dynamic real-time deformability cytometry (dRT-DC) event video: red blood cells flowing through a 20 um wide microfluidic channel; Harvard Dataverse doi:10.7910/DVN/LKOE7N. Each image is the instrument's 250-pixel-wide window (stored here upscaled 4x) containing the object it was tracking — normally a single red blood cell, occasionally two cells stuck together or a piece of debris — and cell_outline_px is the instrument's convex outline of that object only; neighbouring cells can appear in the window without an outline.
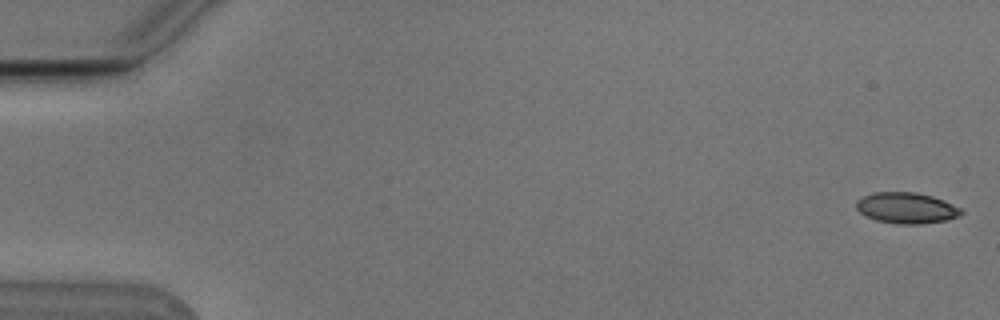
{"species": "Egyptian fruit bat (a non-hibernating species)", "species_latin": "Rousettus aegyptiacus", "temperature_condition": "cold", "stored_images_in_passage": 11, "camera_frame_rate_fps": 3000, "um_per_image_px": 0.085, "animal": {"sex": "male"}, "frame": {"image": 1, "passage_image": 1, "time_ms": 0.0, "image_size_px": [1000, 320], "cell_outline_px": [[964, 212], [960, 216], [948, 220], [920, 224], [896, 224], [876, 220], [864, 216], [856, 208], [856, 200], [864, 196], [876, 192], [916, 192], [932, 196], [944, 200], [960, 208]], "centroid_in_image_um": [77.05, 17.68], "position_along_channel_um": 7.9, "area_um2": 19.07}}
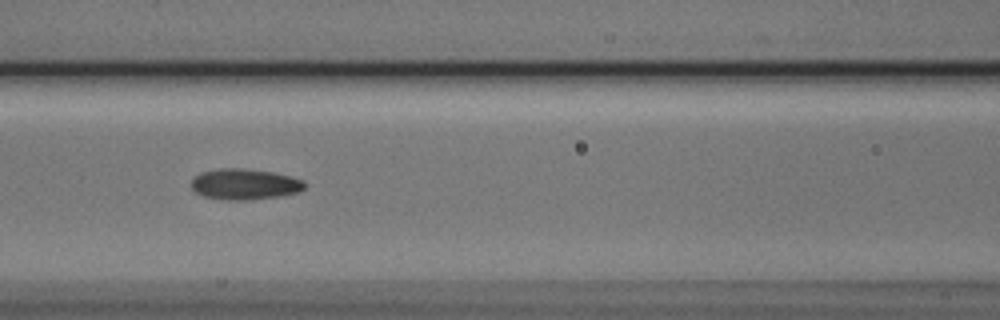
{"frame": {"image": 2, "passage_image": 7, "time_ms": 2.0, "image_size_px": [1000, 320], "cell_outline_px": [[308, 184], [304, 188], [296, 192], [280, 196], [248, 200], [228, 200], [204, 196], [196, 192], [192, 188], [192, 176], [200, 172], [220, 168], [244, 168], [272, 172], [304, 180]], "centroid_in_image_um": [20.78, 15.65], "position_along_channel_um": 145.8, "area_um2": 20.4}}
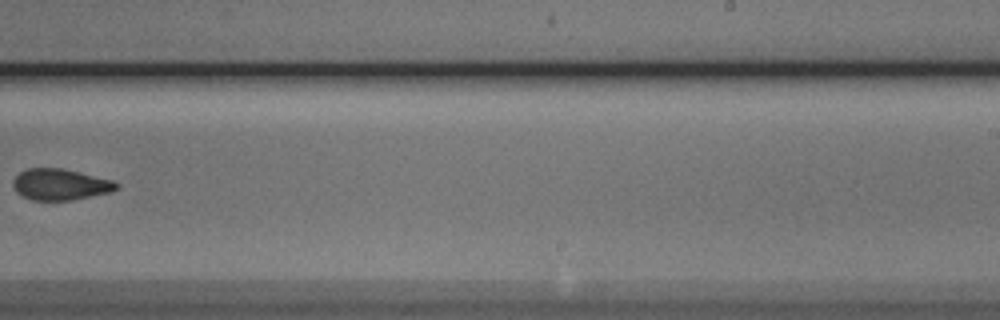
{"frame": {"image": 3, "passage_image": 10, "time_ms": 3.0, "image_size_px": [1000, 320], "cell_outline_px": [[120, 188], [112, 192], [72, 200], [32, 200], [16, 192], [12, 184], [12, 180], [20, 172], [28, 168], [60, 168], [112, 180], [120, 184]], "centroid_in_image_um": [5.14, 15.69], "position_along_channel_um": 283.9, "area_um2": 18.79}}